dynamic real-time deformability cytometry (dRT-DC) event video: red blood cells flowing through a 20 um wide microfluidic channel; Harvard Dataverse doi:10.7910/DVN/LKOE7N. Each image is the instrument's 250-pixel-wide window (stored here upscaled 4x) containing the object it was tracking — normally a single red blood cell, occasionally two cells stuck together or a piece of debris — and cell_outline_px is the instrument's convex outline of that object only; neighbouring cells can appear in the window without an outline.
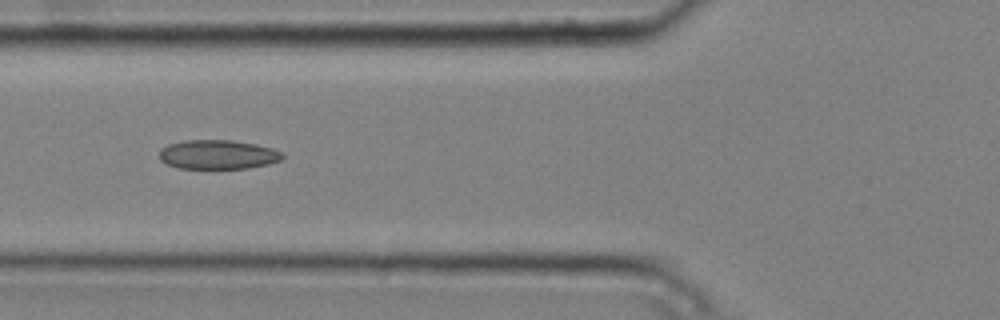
{"species": "common noctule bat (a hibernating species)", "species_latin": "Nyctalus noctula", "temperature_condition": "cold", "stored_images_in_passage": 7, "camera_frame_rate_fps": 3000, "um_per_image_px": 0.085, "animal": {"sex": "male", "body_mass_g": 20.4}, "frame": {"image": 1, "passage_image": 6, "time_ms": 1.667, "image_size_px": [1000, 320], "cell_outline_px": [[284, 156], [280, 160], [268, 164], [248, 168], [176, 168], [160, 160], [160, 148], [168, 144], [184, 140], [232, 140], [256, 144], [272, 148], [280, 152]], "centroid_in_image_um": [18.49, 13.13], "position_along_channel_um": 107.3, "area_um2": 20.92}}
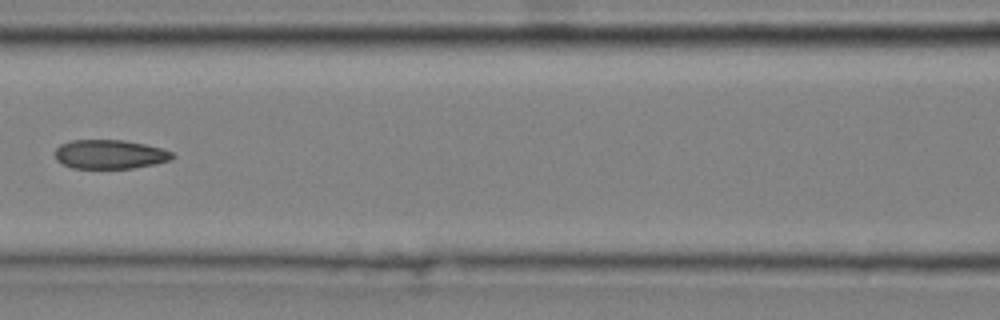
{"frame": {"image": 2, "passage_image": 7, "time_ms": 2.0, "image_size_px": [1000, 320], "cell_outline_px": [[176, 156], [172, 160], [132, 168], [72, 168], [56, 160], [56, 148], [60, 144], [72, 140], [124, 140], [164, 148], [172, 152]], "centroid_in_image_um": [9.37, 13.11], "position_along_channel_um": 157.2, "area_um2": 19.88}}